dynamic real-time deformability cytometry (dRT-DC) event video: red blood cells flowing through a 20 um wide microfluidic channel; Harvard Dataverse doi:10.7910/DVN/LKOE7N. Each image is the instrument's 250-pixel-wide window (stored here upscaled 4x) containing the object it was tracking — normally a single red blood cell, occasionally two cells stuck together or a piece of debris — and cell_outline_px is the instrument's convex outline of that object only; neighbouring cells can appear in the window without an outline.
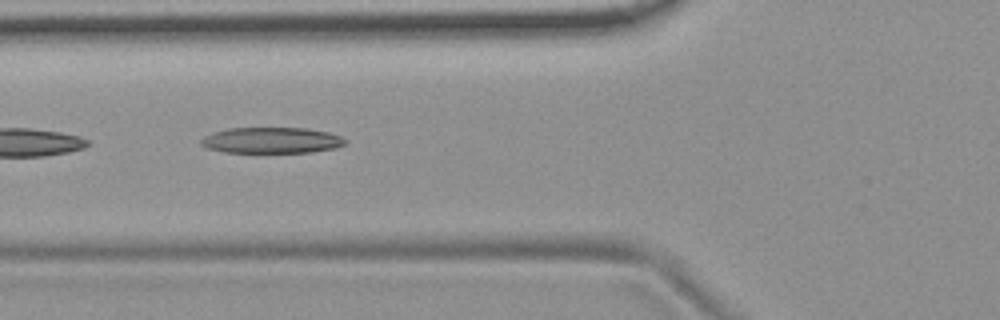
{"species": "common noctule bat (a hibernating species)", "species_latin": "Nyctalus noctula", "temperature_condition": "room temperature", "stored_images_in_passage": 9, "camera_frame_rate_fps": 3000, "um_per_image_px": 0.085, "animal": {"sex": "female", "body_mass_g": 19.9}, "frame": {"image": 1, "passage_image": 8, "time_ms": 9.0, "image_size_px": [1000, 320], "cell_outline_px": [[348, 144], [336, 148], [312, 152], [224, 152], [208, 148], [200, 144], [200, 140], [204, 136], [212, 132], [228, 128], [304, 128], [328, 132], [340, 136], [348, 140]], "centroid_in_image_um": [23.11, 11.92], "position_along_channel_um": 102.7, "area_um2": 21.91}}